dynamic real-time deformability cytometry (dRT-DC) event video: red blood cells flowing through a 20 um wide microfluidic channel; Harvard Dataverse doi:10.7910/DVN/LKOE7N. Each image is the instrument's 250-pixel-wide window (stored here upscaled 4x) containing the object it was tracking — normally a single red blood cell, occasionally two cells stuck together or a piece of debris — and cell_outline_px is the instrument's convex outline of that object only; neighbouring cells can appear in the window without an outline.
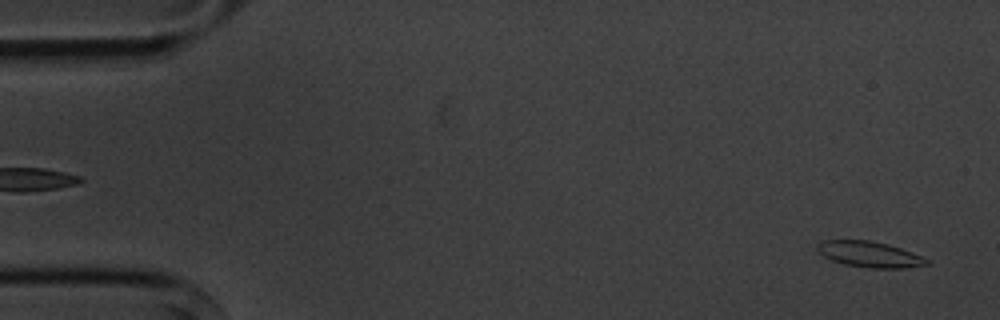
{"species": "common noctule bat (a hibernating species)", "species_latin": "Nyctalus noctula", "temperature_condition": "cold", "stored_images_in_passage": 6, "camera_frame_rate_fps": 3000, "um_per_image_px": 0.085, "animal": {"sex": "male", "body_mass_g": 20.1, "forearm_length_mm": 53.5}, "frame": {"image": 1, "passage_image": 6, "time_ms": 5.667, "image_size_px": [1000, 320], "cell_outline_px": [[932, 264], [904, 268], [872, 268], [844, 264], [832, 260], [824, 256], [816, 248], [816, 244], [820, 240], [872, 240], [888, 244], [900, 248], [920, 256], [928, 260]], "centroid_in_image_um": [73.89, 21.61], "position_along_channel_um": 11.1, "area_um2": 16.42}}